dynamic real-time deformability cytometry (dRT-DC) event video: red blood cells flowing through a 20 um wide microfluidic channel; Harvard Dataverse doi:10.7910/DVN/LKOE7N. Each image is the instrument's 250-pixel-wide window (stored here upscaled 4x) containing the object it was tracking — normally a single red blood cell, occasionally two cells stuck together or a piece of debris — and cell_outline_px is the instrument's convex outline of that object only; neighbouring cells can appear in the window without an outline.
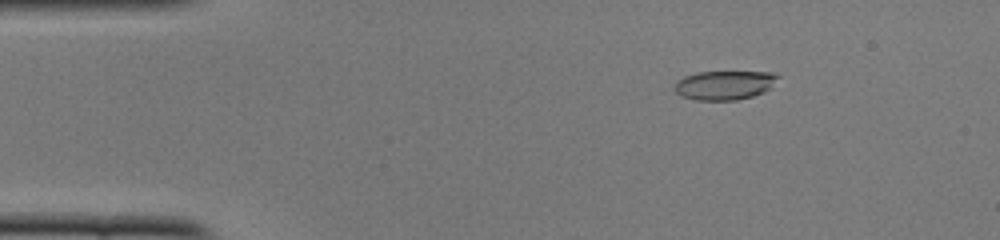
{"species": "common noctule bat (a hibernating species)", "species_latin": "Nyctalus noctula", "temperature_condition": "cold", "stored_images_in_passage": 50, "camera_frame_rate_fps": 3000, "um_per_image_px": 0.085, "animal": {"sex": "female", "body_mass_g": 22.0, "forearm_length_mm": 56.7}, "frame": {"image": 1, "passage_image": 7, "time_ms": 2.0, "image_size_px": [1000, 240], "cell_outline_px": [[780, 76], [764, 92], [752, 96], [736, 100], [696, 100], [680, 96], [672, 88], [676, 80], [684, 76], [696, 72], [772, 72]], "centroid_in_image_um": [61.51, 7.23], "position_along_channel_um": 23.5, "area_um2": 17.57}}
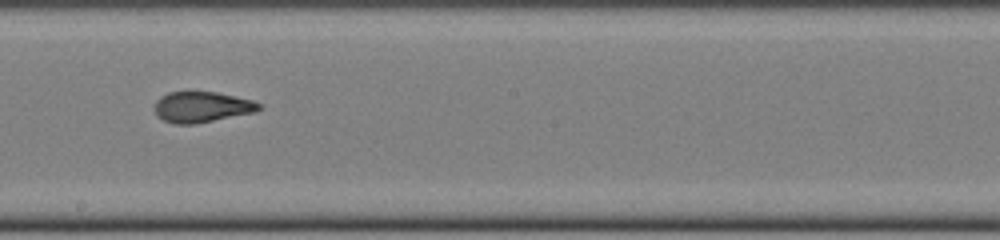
{"frame": {"image": 2, "passage_image": 28, "time_ms": 9.0, "image_size_px": [1000, 240], "cell_outline_px": [[260, 108], [252, 112], [196, 124], [172, 124], [156, 116], [152, 108], [156, 100], [160, 96], [168, 92], [216, 92], [236, 96], [252, 100], [260, 104]], "centroid_in_image_um": [17.06, 9.09], "position_along_channel_um": 231.1, "area_um2": 18.73}}
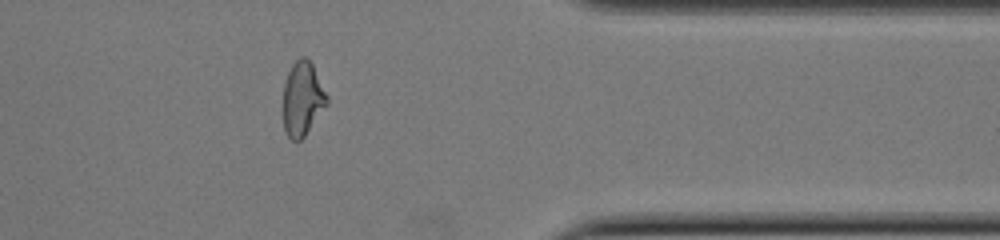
{"frame": {"image": 3, "passage_image": 41, "time_ms": 13.333, "image_size_px": [1000, 240], "cell_outline_px": [[328, 104], [304, 136], [296, 144], [288, 136], [284, 128], [284, 84], [288, 72], [292, 64], [300, 56], [304, 56], [312, 64], [328, 96]], "centroid_in_image_um": [25.72, 8.4], "position_along_channel_um": 385.7, "area_um2": 18.79}, "authors_computed_cell_mechanics": {"area_um2": 19.1607, "velocity_mm_per_s": 3.9393, "shape_relaxation_time_tau1_ms": null, "shape_relaxation_time_tau2_ms": 1.3887, "deformation_change_tau1": null, "deformation_change_tau2": 0.0895}}